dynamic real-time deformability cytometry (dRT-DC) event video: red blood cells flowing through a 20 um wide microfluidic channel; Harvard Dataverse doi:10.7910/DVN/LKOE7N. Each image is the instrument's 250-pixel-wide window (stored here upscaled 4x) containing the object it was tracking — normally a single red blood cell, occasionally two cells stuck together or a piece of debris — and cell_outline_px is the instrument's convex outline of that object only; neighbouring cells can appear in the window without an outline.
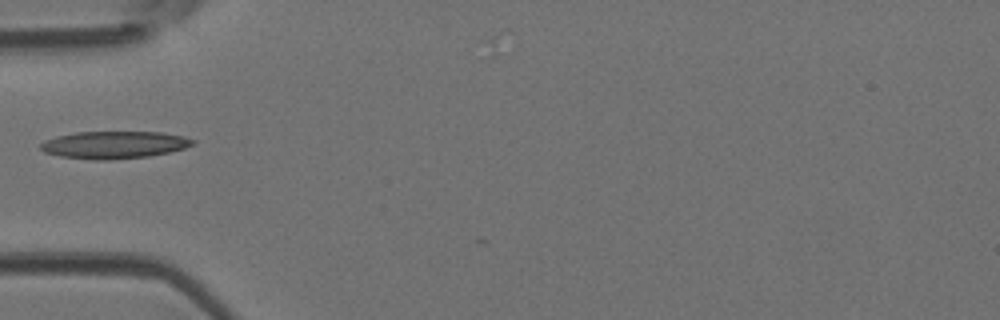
{"species": "Egyptian fruit bat (a non-hibernating species)", "species_latin": "Rousettus aegyptiacus", "temperature_condition": "room temperature", "stored_images_in_passage": 2, "camera_frame_rate_fps": 3000, "um_per_image_px": 0.085, "animal": {"sex": "female"}, "frame": {"image": 1, "passage_image": 1, "time_ms": 0.0, "image_size_px": [1000, 320], "cell_outline_px": [[196, 144], [184, 148], [168, 152], [148, 156], [108, 160], [92, 160], [60, 156], [44, 152], [40, 148], [40, 144], [44, 140], [56, 136], [76, 132], [160, 132], [184, 136], [196, 140]], "centroid_in_image_um": [9.7, 12.31], "position_along_channel_um": 75.3, "area_um2": 24.33}}
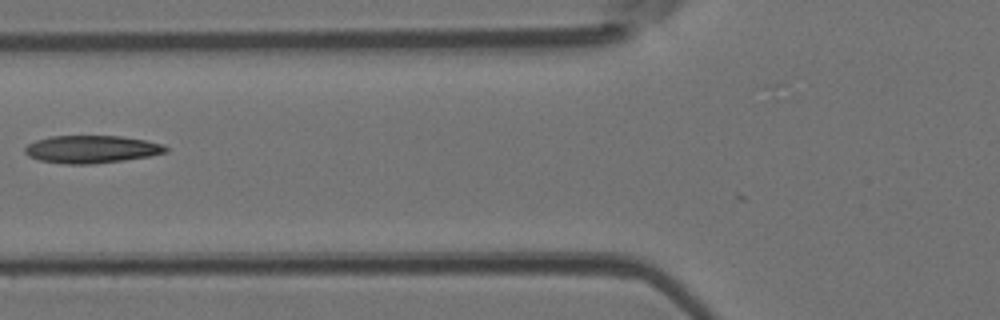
{"frame": {"image": 2, "passage_image": 2, "time_ms": 0.333, "image_size_px": [1000, 320], "cell_outline_px": [[168, 152], [148, 156], [124, 160], [92, 164], [64, 164], [40, 160], [28, 156], [24, 152], [24, 148], [28, 144], [36, 140], [52, 136], [120, 136], [144, 140], [164, 144], [168, 148]], "centroid_in_image_um": [7.78, 12.69], "position_along_channel_um": 118.0, "area_um2": 22.66}}